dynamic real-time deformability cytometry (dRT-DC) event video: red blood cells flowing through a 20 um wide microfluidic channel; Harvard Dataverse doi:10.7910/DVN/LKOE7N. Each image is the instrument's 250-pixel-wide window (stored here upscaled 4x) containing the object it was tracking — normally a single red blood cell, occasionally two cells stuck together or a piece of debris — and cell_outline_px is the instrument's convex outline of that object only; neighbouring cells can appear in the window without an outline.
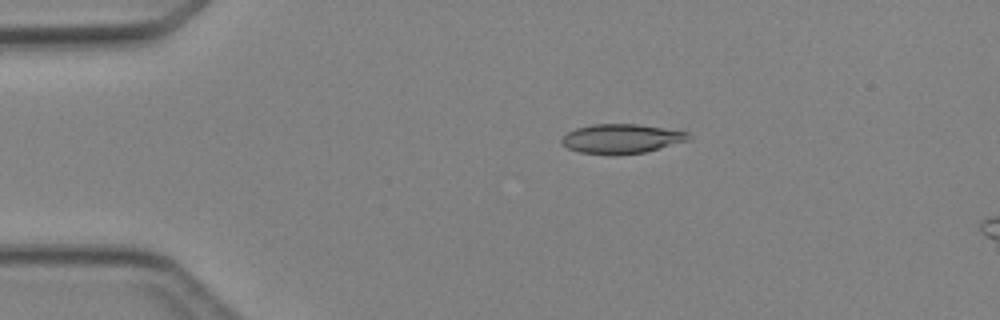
{"species": "Egyptian fruit bat (a non-hibernating species)", "species_latin": "Rousettus aegyptiacus", "temperature_condition": "cold", "stored_images_in_passage": 2, "camera_frame_rate_fps": 3000, "um_per_image_px": 0.085, "animal": {"sex": "female"}, "frame": {"image": 1, "passage_image": 1, "time_ms": 0.0, "image_size_px": [1000, 320], "cell_outline_px": [[692, 136], [688, 140], [644, 152], [616, 156], [612, 156], [580, 152], [568, 148], [560, 140], [568, 132], [576, 128], [592, 124], [640, 124], [688, 132]], "centroid_in_image_um": [52.82, 11.8], "position_along_channel_um": 32.2, "area_um2": 21.79}}